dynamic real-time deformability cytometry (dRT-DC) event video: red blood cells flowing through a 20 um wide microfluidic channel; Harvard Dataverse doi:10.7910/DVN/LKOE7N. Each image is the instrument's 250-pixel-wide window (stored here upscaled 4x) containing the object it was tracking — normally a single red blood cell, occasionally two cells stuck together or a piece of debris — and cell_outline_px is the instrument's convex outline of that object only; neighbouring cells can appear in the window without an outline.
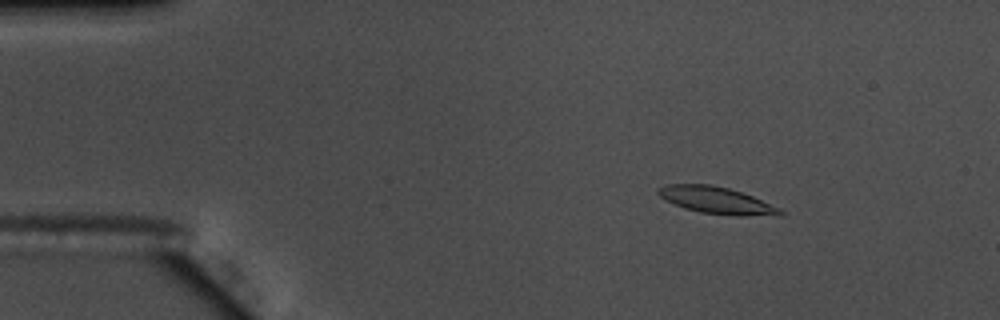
{"species": "common noctule bat (a hibernating species)", "species_latin": "Nyctalus noctula", "temperature_condition": "warm", "stored_images_in_passage": 55, "camera_frame_rate_fps": 3000, "um_per_image_px": 0.085, "animal": {"sex": "male", "body_mass_g": 17.5, "forearm_length_mm": 52.3}, "frame": {"image": 1, "passage_image": 7, "time_ms": 2.0, "image_size_px": [1000, 320], "cell_outline_px": [[784, 216], [744, 216], [700, 212], [684, 208], [664, 200], [656, 192], [656, 188], [668, 184], [712, 184], [728, 188], [752, 196], [780, 208], [784, 212]], "centroid_in_image_um": [60.91, 17.03], "position_along_channel_um": 24.1, "area_um2": 19.19}}
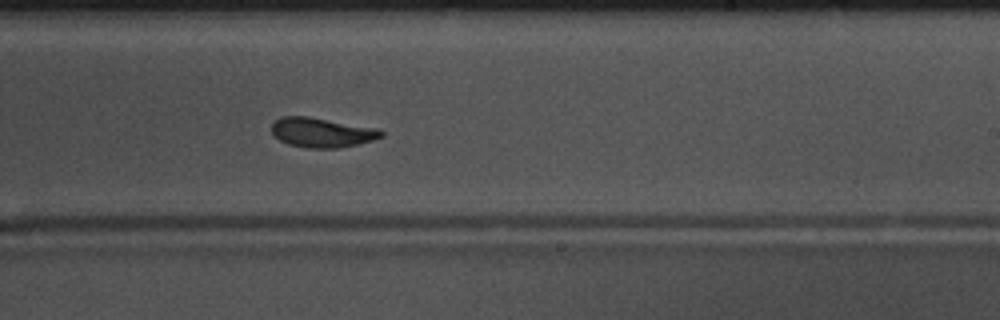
{"frame": {"image": 2, "passage_image": 33, "time_ms": 10.667, "image_size_px": [1000, 320], "cell_outline_px": [[384, 136], [360, 144], [340, 148], [308, 148], [288, 144], [280, 140], [272, 132], [272, 124], [280, 116], [308, 116], [376, 128], [384, 132]], "centroid_in_image_um": [27.37, 11.26], "position_along_channel_um": 261.6, "area_um2": 18.9}}
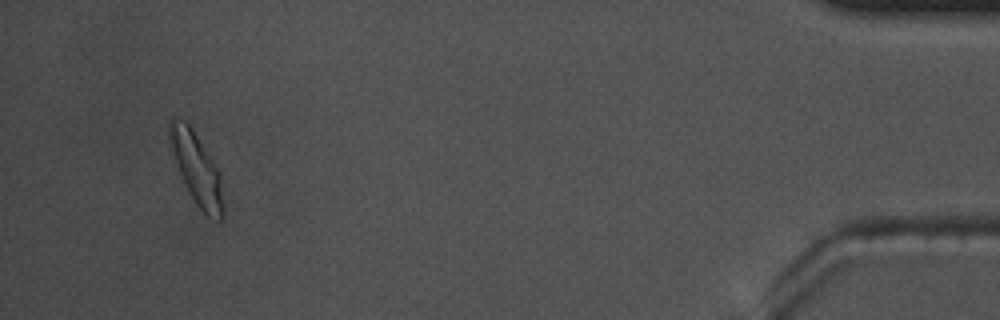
{"frame": {"image": 3, "passage_image": 52, "time_ms": 17.0, "image_size_px": [1000, 320], "cell_outline_px": [[220, 220], [208, 216], [196, 204], [180, 172], [168, 140], [168, 120], [176, 116], [184, 120], [192, 128], [220, 172]], "centroid_in_image_um": [16.63, 14.17], "position_along_channel_um": 418.6, "area_um2": 21.21}, "authors_computed_cell_mechanics": {"area_um2": 19.0162, "velocity_mm_per_s": 3.6443, "shape_relaxation_time_tau1_ms": 4.1113, "shape_relaxation_time_tau2_ms": 2.624, "deformation_change_tau1": 0.1556, "deformation_change_tau2": 0.0872}}